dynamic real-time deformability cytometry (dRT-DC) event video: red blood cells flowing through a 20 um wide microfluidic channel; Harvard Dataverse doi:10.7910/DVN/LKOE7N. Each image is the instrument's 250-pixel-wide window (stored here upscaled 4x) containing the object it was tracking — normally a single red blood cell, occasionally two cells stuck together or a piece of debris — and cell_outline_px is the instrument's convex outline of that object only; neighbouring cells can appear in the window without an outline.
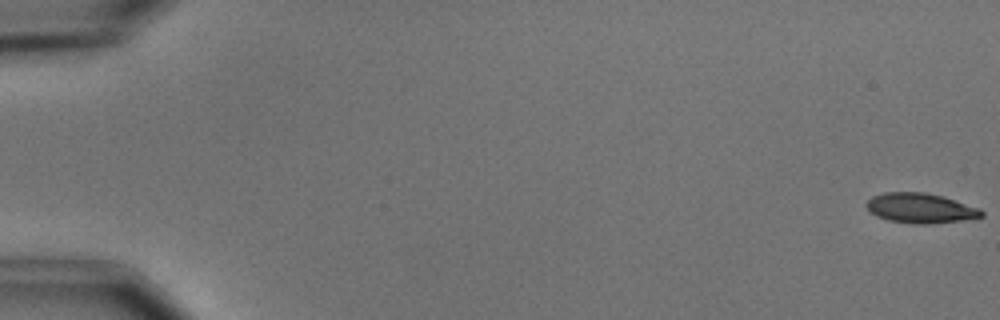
{"species": "common noctule bat (a hibernating species)", "species_latin": "Nyctalus noctula", "temperature_condition": "cold", "stored_images_in_passage": 56, "camera_frame_rate_fps": 3000, "um_per_image_px": 0.085, "animal": {"sex": "male", "body_mass_g": 15.6}, "frame": {"image": 1, "passage_image": 1, "time_ms": 0.0, "image_size_px": [1000, 320], "cell_outline_px": [[984, 216], [960, 220], [928, 224], [916, 224], [888, 220], [876, 216], [864, 204], [872, 196], [884, 192], [924, 192], [944, 196], [980, 208], [984, 212]], "centroid_in_image_um": [78.24, 17.68], "position_along_channel_um": 6.8, "area_um2": 20.06}}
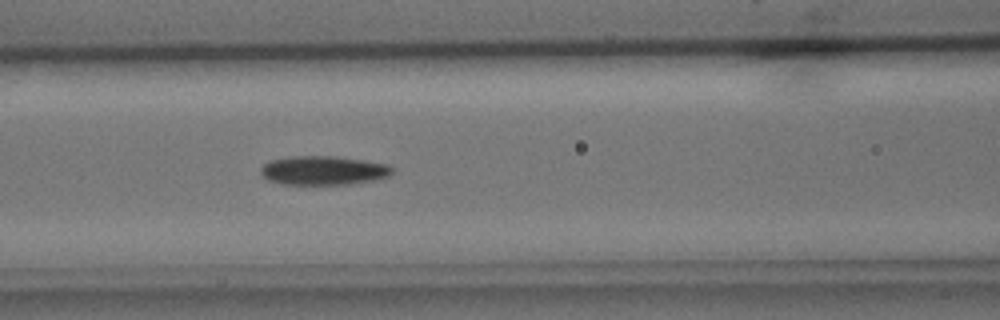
{"frame": {"image": 2, "passage_image": 25, "time_ms": 8.0, "image_size_px": [1000, 320], "cell_outline_px": [[392, 172], [388, 176], [372, 180], [348, 184], [284, 184], [268, 180], [260, 172], [260, 168], [268, 160], [292, 156], [332, 156], [364, 160], [388, 164], [392, 168]], "centroid_in_image_um": [27.45, 14.48], "position_along_channel_um": 139.1, "area_um2": 22.08}}
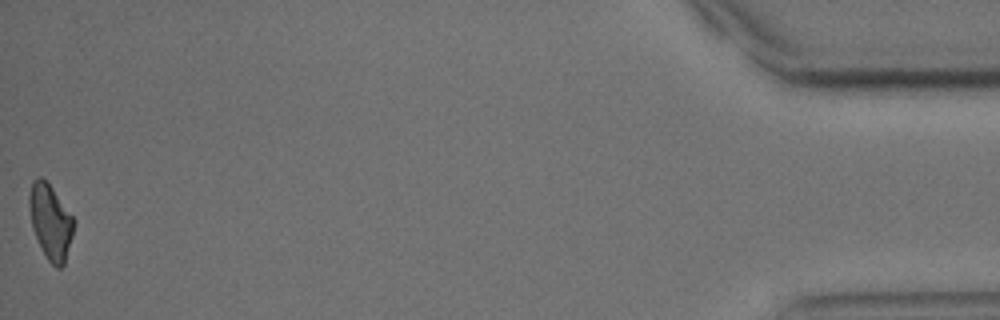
{"frame": {"image": 3, "passage_image": 56, "time_ms": 18.333, "image_size_px": [1000, 320], "cell_outline_px": [[76, 220], [72, 236], [64, 264], [60, 268], [56, 268], [48, 260], [32, 228], [28, 204], [28, 196], [32, 180], [36, 176], [40, 176], [52, 188]], "centroid_in_image_um": [4.29, 18.82], "position_along_channel_um": 430.9, "area_um2": 19.36}, "authors_computed_cell_mechanics": {"area_um2": 20.5768, "velocity_mm_per_s": 3.6755, "shape_relaxation_time_tau1_ms": 3.5771, "shape_relaxation_time_tau2_ms": null, "deformation_change_tau1": 0.1311, "deformation_change_tau2": null}}